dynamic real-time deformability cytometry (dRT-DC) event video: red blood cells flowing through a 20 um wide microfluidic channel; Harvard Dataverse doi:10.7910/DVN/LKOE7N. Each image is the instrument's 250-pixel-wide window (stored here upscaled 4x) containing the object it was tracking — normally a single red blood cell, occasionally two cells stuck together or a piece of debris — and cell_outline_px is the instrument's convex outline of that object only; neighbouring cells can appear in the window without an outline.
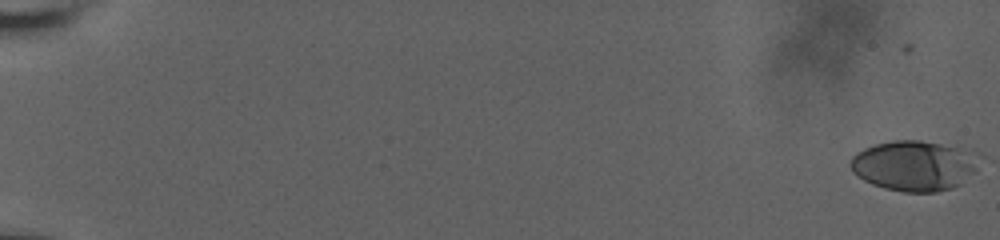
{"species": "human", "species_latin": "Homo sapiens", "temperature_condition": "room temperature", "stored_images_in_passage": 28, "camera_frame_rate_fps": 3000, "um_per_image_px": 0.085, "donor": {"sex": "male"}, "frame": {"image": 1, "passage_image": 1, "time_ms": 0.0, "image_size_px": [1000, 240], "cell_outline_px": [[984, 160], [976, 172], [960, 184], [952, 188], [936, 192], [904, 192], [884, 188], [872, 184], [856, 176], [852, 172], [848, 164], [852, 156], [856, 152], [864, 148], [876, 144], [892, 140], [920, 140], [980, 152], [984, 156]], "centroid_in_image_um": [77.78, 14.07], "position_along_channel_um": 7.2, "area_um2": 38.67}}
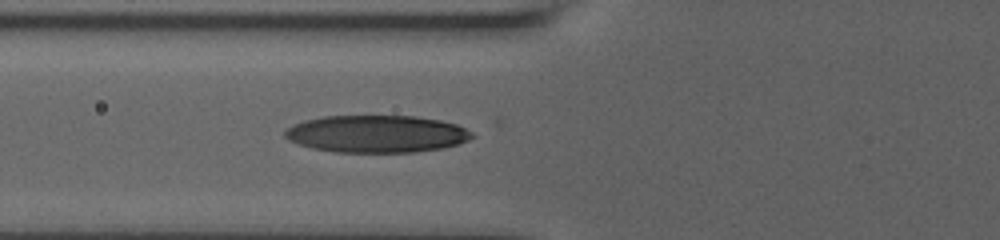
{"frame": {"image": 2, "passage_image": 22, "time_ms": 8.667, "image_size_px": [1000, 240], "cell_outline_px": [[476, 136], [460, 144], [444, 148], [416, 152], [336, 152], [312, 148], [288, 140], [284, 136], [284, 132], [292, 124], [304, 120], [324, 116], [416, 116], [440, 120], [456, 124], [472, 132]], "centroid_in_image_um": [32.03, 11.38], "position_along_channel_um": 93.8, "area_um2": 40.86}}
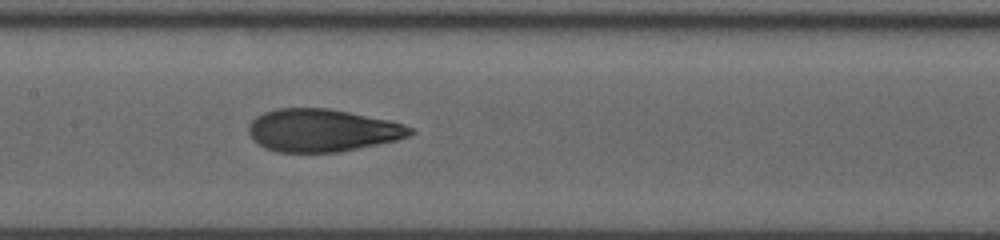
{"frame": {"image": 3, "passage_image": 28, "time_ms": 11.0, "image_size_px": [1000, 240], "cell_outline_px": [[416, 132], [408, 136], [396, 140], [336, 152], [276, 152], [264, 148], [252, 140], [248, 132], [248, 124], [256, 116], [264, 112], [276, 108], [328, 108], [388, 120], [404, 124], [412, 128]], "centroid_in_image_um": [27.33, 11.08], "position_along_channel_um": 180.1, "area_um2": 40.11}}